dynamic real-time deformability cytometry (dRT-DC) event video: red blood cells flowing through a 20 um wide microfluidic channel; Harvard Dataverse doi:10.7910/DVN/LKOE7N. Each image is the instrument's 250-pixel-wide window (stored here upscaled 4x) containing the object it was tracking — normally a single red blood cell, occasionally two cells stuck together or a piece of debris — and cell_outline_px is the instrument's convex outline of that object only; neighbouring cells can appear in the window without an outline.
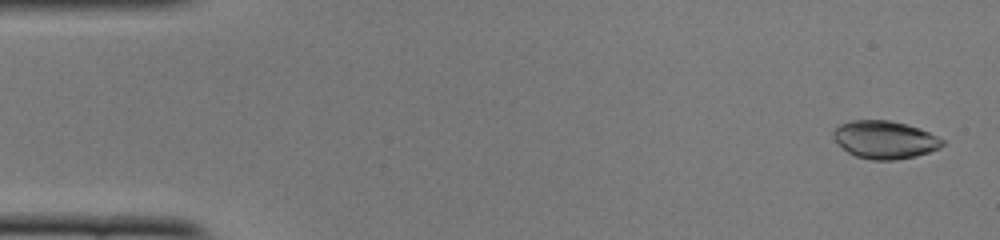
{"species": "common noctule bat (a hibernating species)", "species_latin": "Nyctalus noctula", "temperature_condition": "cold", "stored_images_in_passage": 11, "camera_frame_rate_fps": 3000, "um_per_image_px": 0.085, "animal": {"sex": "female", "body_mass_g": 22.0, "forearm_length_mm": 56.7}, "frame": {"image": 1, "passage_image": 2, "time_ms": 0.333, "image_size_px": [1000, 240], "cell_outline_px": [[948, 144], [940, 148], [916, 156], [896, 160], [872, 160], [856, 156], [848, 152], [832, 136], [832, 132], [840, 124], [852, 120], [888, 120], [920, 128], [944, 140]], "centroid_in_image_um": [75.24, 11.88], "position_along_channel_um": 9.8, "area_um2": 23.99}}